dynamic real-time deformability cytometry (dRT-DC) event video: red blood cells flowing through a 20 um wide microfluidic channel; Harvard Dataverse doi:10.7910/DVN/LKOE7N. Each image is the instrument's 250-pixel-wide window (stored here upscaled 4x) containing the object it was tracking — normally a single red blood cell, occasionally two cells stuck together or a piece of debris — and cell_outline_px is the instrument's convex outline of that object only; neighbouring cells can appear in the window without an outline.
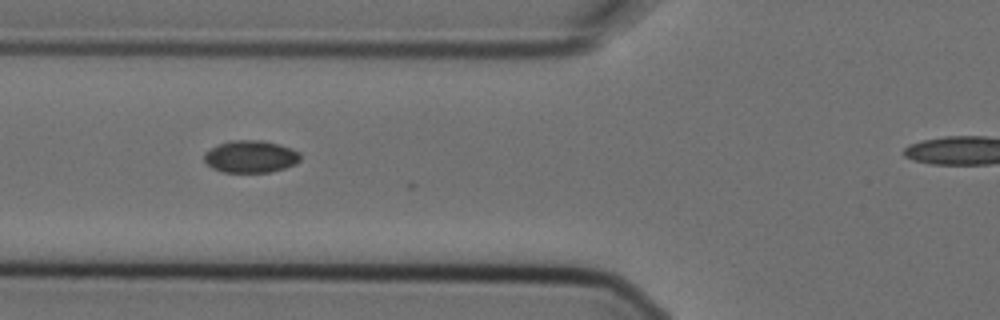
{"species": "Egyptian fruit bat (a non-hibernating species)", "species_latin": "Rousettus aegyptiacus", "temperature_condition": "cold", "stored_images_in_passage": 10, "camera_frame_rate_fps": 3000, "um_per_image_px": 0.085, "animal": {"sex": "female"}, "frame": {"image": 1, "passage_image": 2, "time_ms": 0.333, "image_size_px": [1000, 320], "cell_outline_px": [[300, 160], [296, 164], [272, 172], [220, 172], [212, 168], [204, 160], [204, 152], [228, 140], [260, 140], [276, 144], [300, 152]], "centroid_in_image_um": [21.28, 13.32], "position_along_channel_um": 104.5, "area_um2": 17.98}}
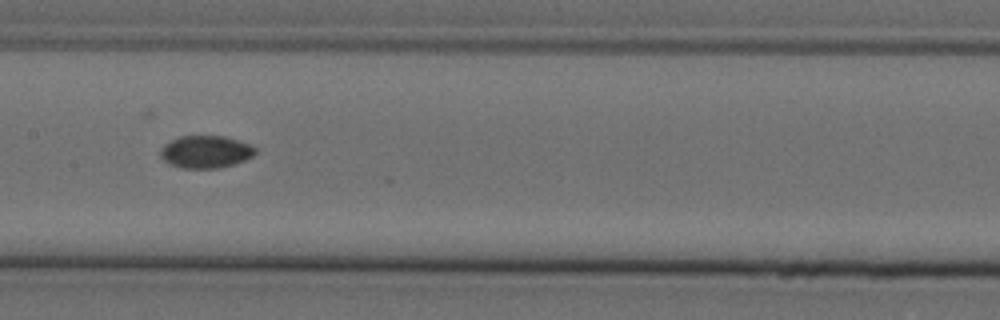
{"frame": {"image": 2, "passage_image": 4, "time_ms": 1.0, "image_size_px": [1000, 320], "cell_outline_px": [[256, 152], [252, 156], [244, 160], [220, 168], [184, 168], [168, 164], [160, 156], [160, 148], [164, 144], [180, 136], [224, 136], [248, 144], [256, 148]], "centroid_in_image_um": [17.44, 12.91], "position_along_channel_um": 190.0, "area_um2": 17.8}}
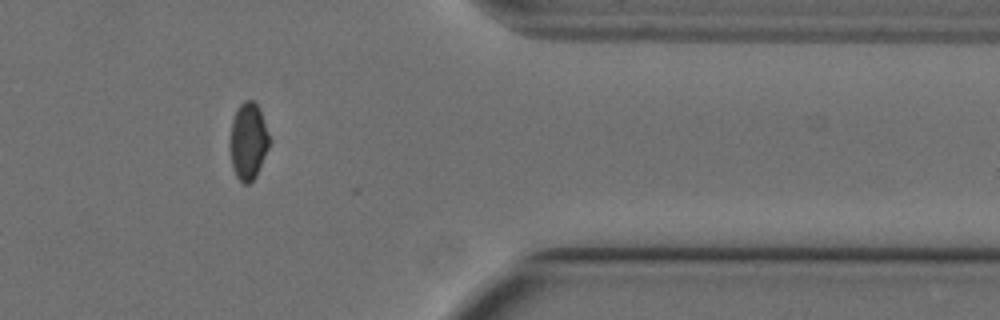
{"frame": {"image": 3, "passage_image": 9, "time_ms": 2.667, "image_size_px": [1000, 320], "cell_outline_px": [[272, 140], [256, 176], [248, 184], [244, 184], [236, 176], [232, 168], [228, 144], [228, 140], [232, 120], [240, 104], [244, 100], [252, 100], [256, 104], [260, 112]], "centroid_in_image_um": [21.08, 12.02], "position_along_channel_um": 390.3, "area_um2": 17.92}}